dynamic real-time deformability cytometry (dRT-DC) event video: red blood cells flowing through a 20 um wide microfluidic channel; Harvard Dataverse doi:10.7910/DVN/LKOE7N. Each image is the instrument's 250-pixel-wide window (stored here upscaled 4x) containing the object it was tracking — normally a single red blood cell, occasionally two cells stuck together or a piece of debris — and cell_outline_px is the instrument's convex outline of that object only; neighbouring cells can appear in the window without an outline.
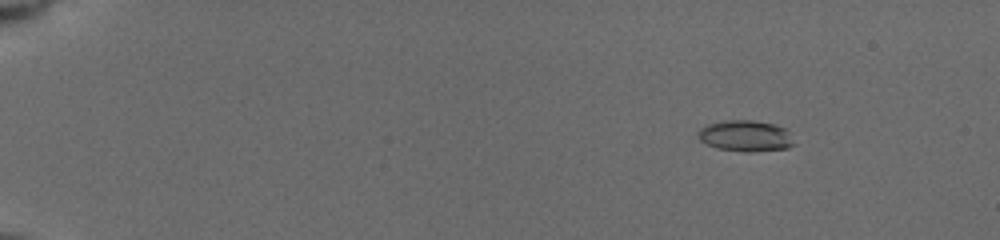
{"species": "common noctule bat (a hibernating species)", "species_latin": "Nyctalus noctula", "temperature_condition": "cold", "stored_images_in_passage": 63, "camera_frame_rate_fps": 3000, "um_per_image_px": 0.085, "animal": {"sex": "female", "body_mass_g": 19.5, "forearm_length_mm": 54.1}, "frame": {"image": 1, "passage_image": 7, "time_ms": 2.667, "image_size_px": [1000, 240], "cell_outline_px": [[796, 144], [788, 148], [756, 152], [744, 152], [716, 148], [704, 144], [696, 136], [700, 128], [708, 124], [724, 120], [752, 120], [776, 124], [788, 128]], "centroid_in_image_um": [63.4, 11.56], "position_along_channel_um": 21.6, "area_um2": 17.98}}
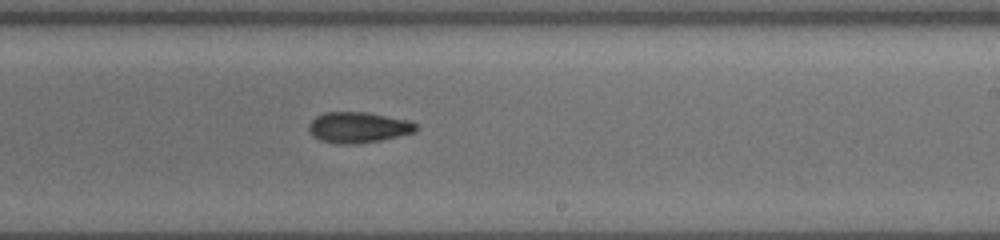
{"frame": {"image": 2, "passage_image": 32, "time_ms": 12.0, "image_size_px": [1000, 240], "cell_outline_px": [[420, 128], [416, 132], [400, 136], [380, 140], [356, 144], [336, 144], [320, 140], [312, 136], [308, 128], [308, 124], [316, 116], [328, 112], [364, 112], [404, 120], [416, 124]], "centroid_in_image_um": [30.42, 10.85], "position_along_channel_um": 258.6, "area_um2": 19.13}}
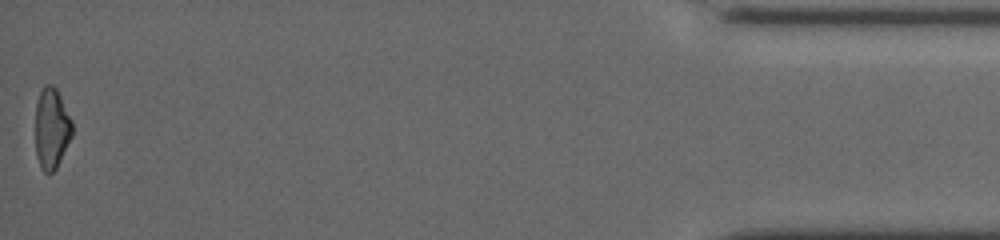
{"frame": {"image": 3, "passage_image": 62, "time_ms": 18.333, "image_size_px": [1000, 240], "cell_outline_px": [[72, 136], [56, 168], [48, 176], [40, 168], [36, 156], [36, 104], [40, 92], [44, 84], [52, 84], [56, 88], [72, 120]], "centroid_in_image_um": [4.38, 10.93], "position_along_channel_um": 430.8, "area_um2": 17.4}, "authors_computed_cell_mechanics": {"area_um2": 18.1492, "velocity_mm_per_s": 3.9466, "shape_relaxation_time_tau1_ms": 3.6298, "shape_relaxation_time_tau2_ms": 5.3845, "deformation_change_tau1": 0.157, "deformation_change_tau2": 0.1442}}